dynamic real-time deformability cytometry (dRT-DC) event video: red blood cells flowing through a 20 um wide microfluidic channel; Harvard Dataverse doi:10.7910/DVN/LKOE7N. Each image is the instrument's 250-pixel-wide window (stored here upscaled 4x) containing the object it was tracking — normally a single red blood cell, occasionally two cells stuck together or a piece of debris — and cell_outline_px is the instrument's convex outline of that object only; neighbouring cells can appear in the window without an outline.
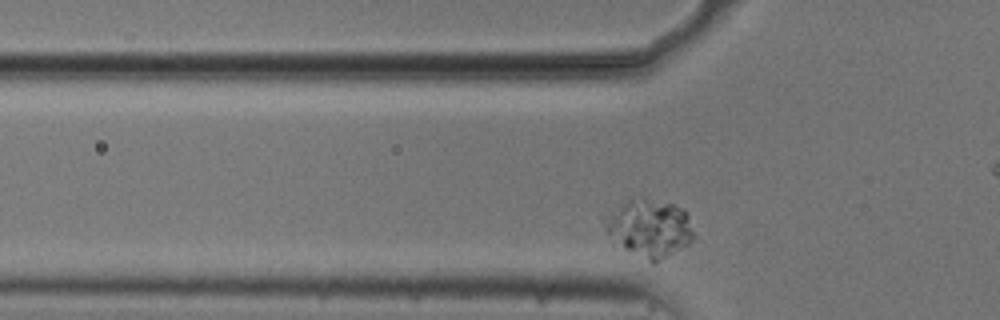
{"species": "common noctule bat (a hibernating species)", "species_latin": "Nyctalus noctula", "temperature_condition": "cold", "stored_images_in_passage": 46, "camera_frame_rate_fps": 3000, "um_per_image_px": 0.085, "animal": {"sex": "male", "body_mass_g": 20.5, "forearm_length_mm": 52.5}, "frame": {"image": 1, "passage_image": 6, "time_ms": 1.667, "image_size_px": [1000, 320], "cell_outline_px": [[696, 236], [688, 244], [656, 260], [648, 260], [628, 248], [608, 232], [604, 228], [600, 216], [628, 200], [640, 196], [644, 196], [672, 204], [684, 208], [688, 212]], "centroid_in_image_um": [55.23, 19.27], "position_along_channel_um": 70.6, "area_um2": 29.36}}
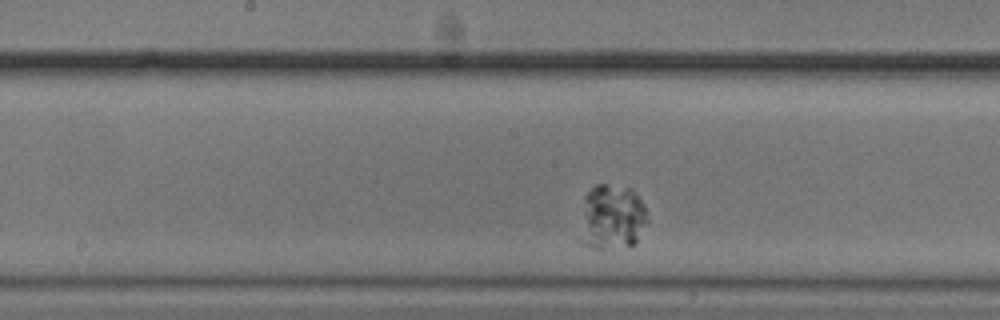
{"frame": {"image": 2, "passage_image": 17, "time_ms": 5.333, "image_size_px": [1000, 320], "cell_outline_px": [[648, 220], [636, 244], [604, 248], [592, 248], [576, 240], [584, 196], [596, 184], [608, 184], [632, 188], [644, 204]], "centroid_in_image_um": [51.96, 18.46], "position_along_channel_um": 196.2, "area_um2": 26.3}}
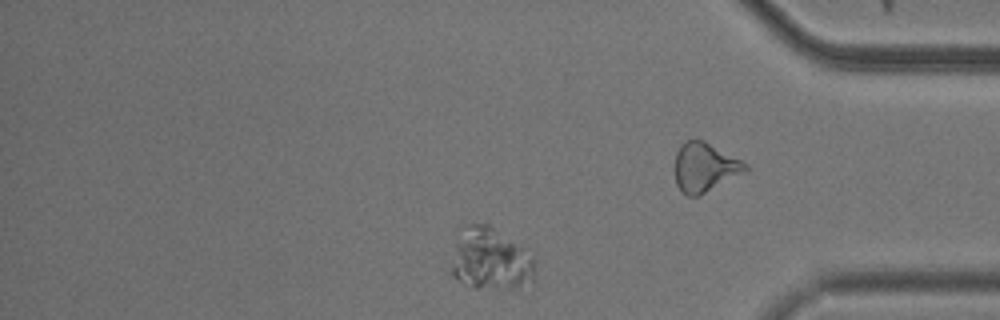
{"frame": {"image": 3, "passage_image": 36, "time_ms": 11.667, "image_size_px": [1000, 320], "cell_outline_px": [[536, 268], [532, 280], [516, 288], [472, 288], [452, 276], [452, 264], [456, 244], [468, 224], [488, 224], [524, 248], [536, 260]], "centroid_in_image_um": [41.74, 22.07], "position_along_channel_um": 393.5, "area_um2": 29.65}}